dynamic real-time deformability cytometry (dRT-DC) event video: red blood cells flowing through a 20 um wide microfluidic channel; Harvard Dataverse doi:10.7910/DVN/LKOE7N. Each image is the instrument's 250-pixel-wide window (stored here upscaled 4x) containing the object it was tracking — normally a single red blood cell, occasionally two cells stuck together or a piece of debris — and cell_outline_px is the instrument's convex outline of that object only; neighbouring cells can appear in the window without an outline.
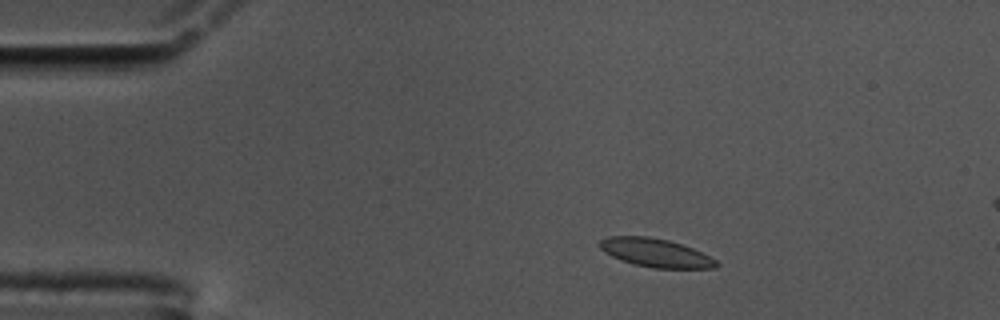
{"species": "common noctule bat (a hibernating species)", "species_latin": "Nyctalus noctula", "temperature_condition": "cold", "stored_images_in_passage": 15, "camera_frame_rate_fps": 3000, "um_per_image_px": 0.085, "animal": {"sex": "male", "body_mass_g": 17.5, "forearm_length_mm": 52.3}, "frame": {"image": 1, "passage_image": 7, "time_ms": 2.0, "image_size_px": [1000, 320], "cell_outline_px": [[720, 264], [716, 268], [652, 268], [620, 260], [604, 252], [596, 244], [600, 240], [608, 236], [648, 236], [668, 240], [692, 248], [716, 260]], "centroid_in_image_um": [55.68, 21.48], "position_along_channel_um": 29.3, "area_um2": 19.31}}